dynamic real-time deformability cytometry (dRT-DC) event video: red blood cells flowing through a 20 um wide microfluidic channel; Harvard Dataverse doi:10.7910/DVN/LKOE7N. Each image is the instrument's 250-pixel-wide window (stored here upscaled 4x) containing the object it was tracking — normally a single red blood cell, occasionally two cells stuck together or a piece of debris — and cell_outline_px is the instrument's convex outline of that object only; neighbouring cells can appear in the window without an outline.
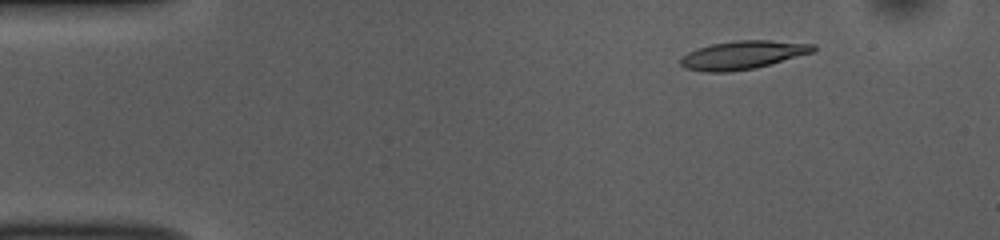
{"species": "common noctule bat (a hibernating species)", "species_latin": "Nyctalus noctula", "temperature_condition": "room temperature", "stored_images_in_passage": 52, "camera_frame_rate_fps": 3000, "um_per_image_px": 0.085, "animal": {"sex": "female", "body_mass_g": 10.0, "forearm_length_mm": 53.1}, "frame": {"image": 1, "passage_image": 7, "time_ms": 2.0, "image_size_px": [1000, 240], "cell_outline_px": [[816, 48], [812, 52], [756, 68], [728, 72], [704, 72], [684, 68], [680, 64], [680, 56], [696, 48], [712, 44], [736, 40], [772, 40], [816, 44]], "centroid_in_image_um": [63.09, 4.67], "position_along_channel_um": 21.9, "area_um2": 22.02}}
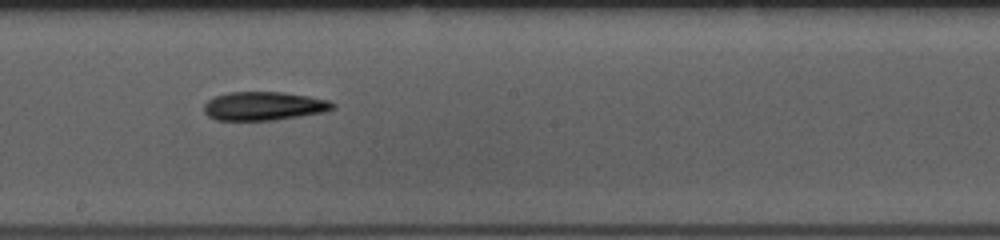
{"frame": {"image": 2, "passage_image": 29, "time_ms": 9.333, "image_size_px": [1000, 240], "cell_outline_px": [[336, 108], [324, 112], [300, 116], [272, 120], [216, 120], [208, 116], [204, 112], [204, 104], [208, 100], [216, 96], [228, 92], [280, 92], [308, 96], [328, 100], [336, 104]], "centroid_in_image_um": [22.43, 9.01], "position_along_channel_um": 225.8, "area_um2": 21.44}}
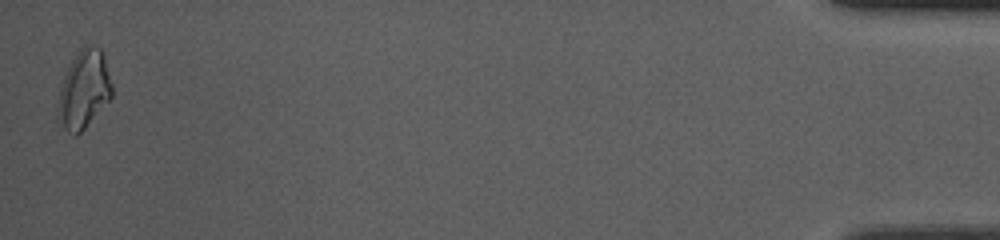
{"frame": {"image": 3, "passage_image": 52, "time_ms": 17.0, "image_size_px": [1000, 240], "cell_outline_px": [[112, 96], [84, 128], [76, 136], [72, 136], [64, 128], [56, 112], [56, 108], [60, 88], [64, 76], [76, 52], [84, 44], [88, 44], [100, 48], [104, 56], [112, 84]], "centroid_in_image_um": [7.12, 7.59], "position_along_channel_um": 428.1, "area_um2": 24.45}, "authors_computed_cell_mechanics": {"area_um2": 21.0681, "velocity_mm_per_s": 3.8186, "shape_relaxation_time_tau1_ms": null, "shape_relaxation_time_tau2_ms": 3.6024, "deformation_change_tau1": null, "deformation_change_tau2": 0.1316}}